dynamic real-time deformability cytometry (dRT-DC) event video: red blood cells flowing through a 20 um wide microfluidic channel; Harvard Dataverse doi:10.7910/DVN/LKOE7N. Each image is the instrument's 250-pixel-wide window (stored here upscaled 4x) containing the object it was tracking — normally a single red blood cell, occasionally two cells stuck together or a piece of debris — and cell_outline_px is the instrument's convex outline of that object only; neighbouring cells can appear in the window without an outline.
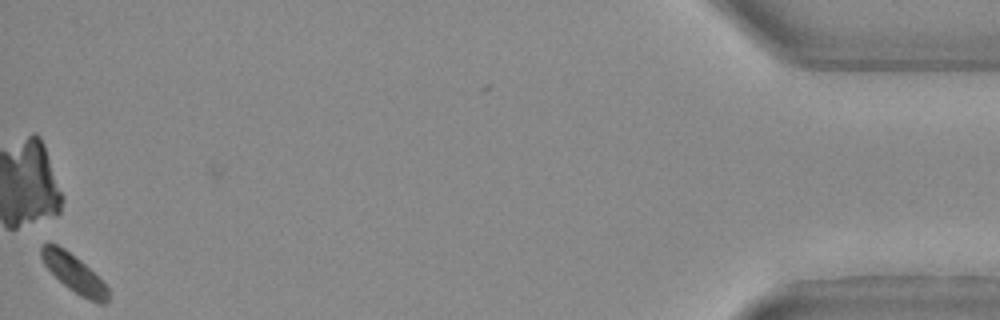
{"species": "Egyptian fruit bat (a non-hibernating species)", "species_latin": "Rousettus aegyptiacus", "temperature_condition": "warm", "stored_images_in_passage": 24, "camera_frame_rate_fps": 3000, "um_per_image_px": 0.085, "animal": {"sex": "female"}, "frame": {"image": 1, "passage_image": 24, "time_ms": 7.667, "image_size_px": [1000, 320], "cell_outline_px": [[108, 300], [104, 304], [96, 304], [80, 296], [68, 288], [44, 264], [40, 256], [40, 248], [44, 244], [56, 244], [64, 248], [80, 260], [108, 288]], "centroid_in_image_um": [6.29, 23.26], "position_along_channel_um": 428.9, "area_um2": 14.39}}